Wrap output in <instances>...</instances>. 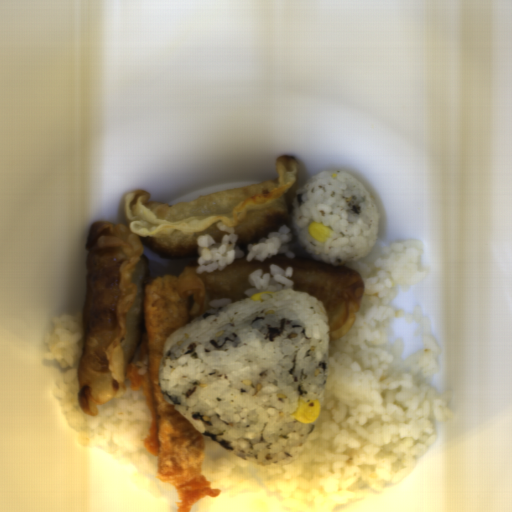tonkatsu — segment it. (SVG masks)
I'll return each instance as SVG.
<instances>
[{"mask_svg":"<svg viewBox=\"0 0 512 512\" xmlns=\"http://www.w3.org/2000/svg\"><path fill=\"white\" fill-rule=\"evenodd\" d=\"M197 268L188 265L178 275H160L146 283L143 335L127 365L130 390H142L149 409L150 425L143 446L156 456L157 479L175 487L180 498L177 512H191L198 500L217 498L221 492L202 475L205 434L165 398L159 381L169 337L207 312L206 287Z\"/></svg>","mask_w":512,"mask_h":512,"instance_id":"tonkatsu-1","label":"tonkatsu"}]
</instances>
